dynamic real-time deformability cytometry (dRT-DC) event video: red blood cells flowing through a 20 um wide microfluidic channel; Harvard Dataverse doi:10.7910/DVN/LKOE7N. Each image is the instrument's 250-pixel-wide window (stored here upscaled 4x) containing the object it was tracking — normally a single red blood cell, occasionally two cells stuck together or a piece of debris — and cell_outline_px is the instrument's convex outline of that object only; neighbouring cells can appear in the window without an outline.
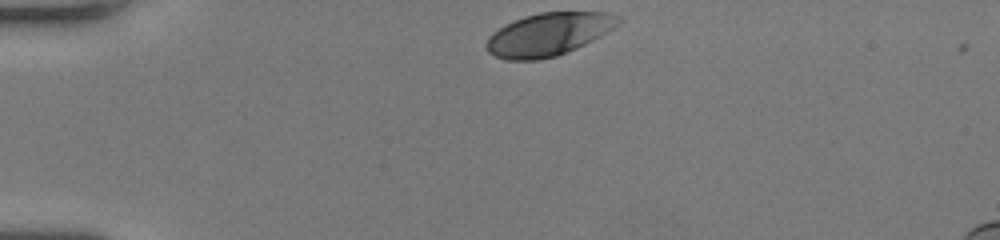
{"species": "human", "species_latin": "Homo sapiens", "temperature_condition": "room temperature", "stored_images_in_passage": 33, "camera_frame_rate_fps": 3000, "um_per_image_px": 0.085, "donor": {"sex": "female"}, "frame": {"image": 1, "passage_image": 1, "time_ms": 0.0, "image_size_px": [1000, 240], "cell_outline_px": [[620, 20], [612, 28], [592, 40], [576, 48], [556, 56], [536, 60], [508, 60], [496, 56], [488, 52], [484, 48], [484, 44], [488, 36], [492, 32], [524, 16], [540, 12], [604, 12], [620, 16]], "centroid_in_image_um": [46.56, 2.92], "position_along_channel_um": 38.4, "area_um2": 32.54}}
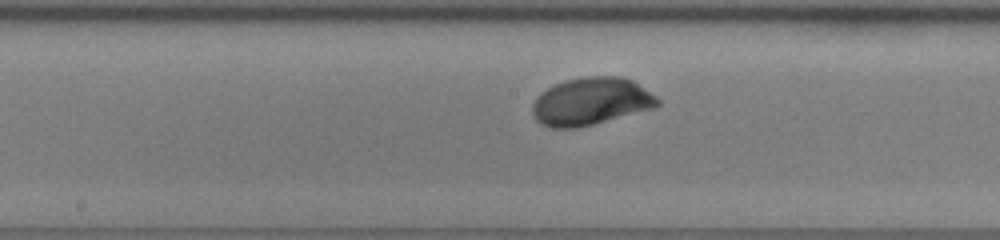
{"frame": {"image": 2, "passage_image": 17, "time_ms": 5.333, "image_size_px": [1000, 240], "cell_outline_px": [[660, 104], [656, 108], [576, 128], [552, 128], [540, 124], [536, 120], [532, 112], [532, 104], [536, 96], [540, 92], [564, 80], [584, 76], [620, 76], [632, 80], [656, 96], [660, 100]], "centroid_in_image_um": [50.22, 8.62], "position_along_channel_um": 198.0, "area_um2": 34.85}}
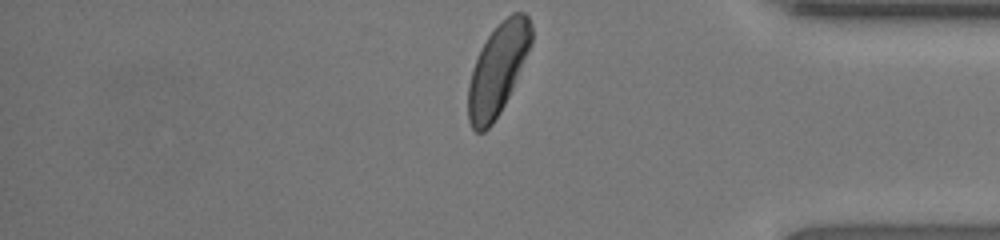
{"frame": {"image": 3, "passage_image": 33, "time_ms": 10.667, "image_size_px": [1000, 240], "cell_outline_px": [[532, 40], [508, 96], [500, 112], [492, 124], [484, 132], [476, 132], [472, 128], [468, 120], [468, 84], [472, 68], [488, 36], [512, 12], [524, 12], [528, 16], [532, 28]], "centroid_in_image_um": [42.28, 5.92], "position_along_channel_um": 392.9, "area_um2": 32.54}, "authors_computed_cell_mechanics": {"area_um2": 33.3506, "velocity_mm_per_s": 3.9833, "shape_relaxation_time_tau1_ms": 2.3076, "shape_relaxation_time_tau2_ms": null, "deformation_change_tau1": 0.1553, "deformation_change_tau2": null}}